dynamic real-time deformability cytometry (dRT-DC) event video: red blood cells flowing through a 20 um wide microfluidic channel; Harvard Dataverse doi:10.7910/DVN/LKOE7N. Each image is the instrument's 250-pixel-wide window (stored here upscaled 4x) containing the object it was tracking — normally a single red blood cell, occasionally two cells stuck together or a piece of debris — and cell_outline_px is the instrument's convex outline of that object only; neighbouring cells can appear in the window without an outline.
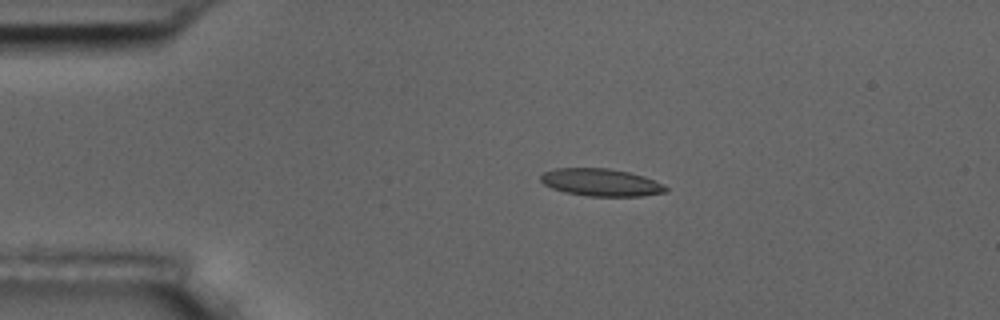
{"species": "common noctule bat (a hibernating species)", "species_latin": "Nyctalus noctula", "temperature_condition": "room temperature", "stored_images_in_passage": 5, "camera_frame_rate_fps": 3000, "um_per_image_px": 0.085, "animal": {"sex": "male", "body_mass_g": 17.5, "forearm_length_mm": 52.3}, "frame": {"image": 1, "passage_image": 3, "time_ms": 3.0, "image_size_px": [1000, 320], "cell_outline_px": [[668, 192], [644, 196], [588, 196], [564, 192], [552, 188], [544, 184], [540, 180], [540, 176], [544, 172], [556, 168], [608, 168], [628, 172], [644, 176], [668, 188]], "centroid_in_image_um": [51.07, 15.51], "position_along_channel_um": 33.9, "area_um2": 19.94}}
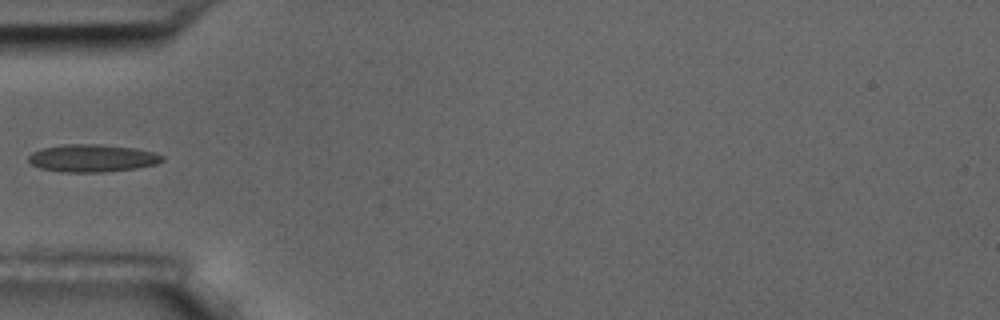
{"frame": {"image": 2, "passage_image": 5, "time_ms": 5.333, "image_size_px": [1000, 320], "cell_outline_px": [[164, 160], [156, 164], [136, 168], [104, 172], [64, 172], [40, 168], [32, 164], [28, 160], [28, 156], [32, 152], [40, 148], [64, 144], [100, 144], [136, 148], [152, 152], [164, 156]], "centroid_in_image_um": [7.83, 13.44], "position_along_channel_um": 77.2, "area_um2": 21.56}}